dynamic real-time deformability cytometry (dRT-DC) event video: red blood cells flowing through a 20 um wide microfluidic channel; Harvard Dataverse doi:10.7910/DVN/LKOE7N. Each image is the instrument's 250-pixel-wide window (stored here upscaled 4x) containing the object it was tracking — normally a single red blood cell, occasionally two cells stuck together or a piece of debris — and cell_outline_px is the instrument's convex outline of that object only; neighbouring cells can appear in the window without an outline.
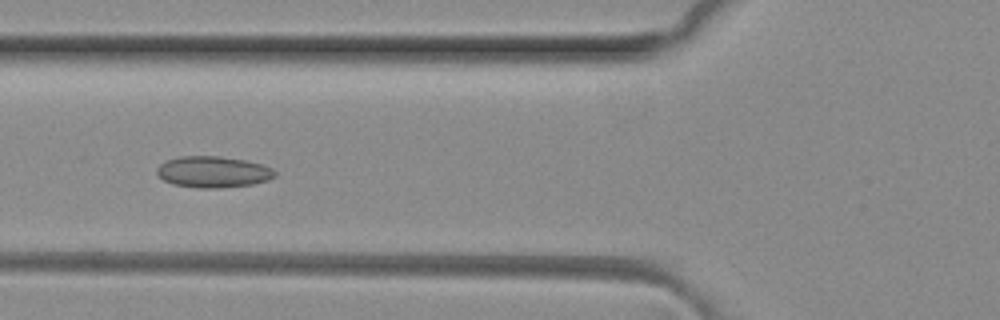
{"species": "common noctule bat (a hibernating species)", "species_latin": "Nyctalus noctula", "temperature_condition": "room temperature", "stored_images_in_passage": 7, "camera_frame_rate_fps": 3000, "um_per_image_px": 0.085, "animal": {"sex": "female", "body_mass_g": 29.2, "forearm_length_mm": 56.3}, "frame": {"image": 1, "passage_image": 6, "time_ms": 1.667, "image_size_px": [1000, 320], "cell_outline_px": [[276, 176], [268, 180], [252, 184], [220, 188], [200, 188], [172, 184], [164, 180], [156, 172], [156, 168], [160, 164], [168, 160], [180, 156], [220, 156], [244, 160], [260, 164], [272, 168], [276, 172]], "centroid_in_image_um": [18.11, 14.61], "position_along_channel_um": 107.7, "area_um2": 21.44}}
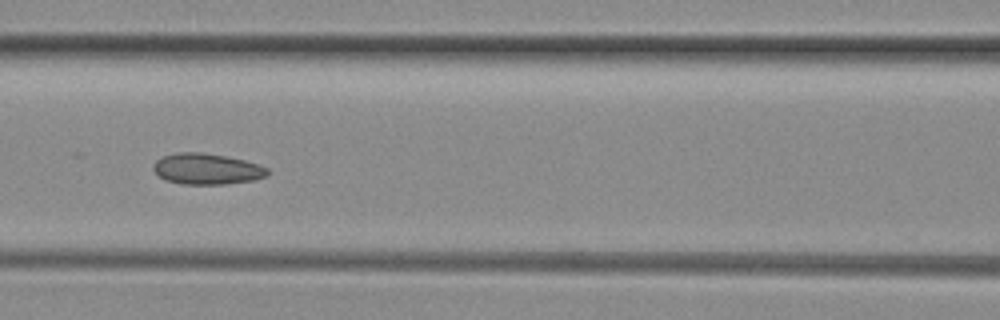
{"frame": {"image": 2, "passage_image": 7, "time_ms": 2.0, "image_size_px": [1000, 320], "cell_outline_px": [[268, 176], [256, 180], [224, 184], [180, 184], [164, 180], [152, 168], [152, 164], [156, 160], [164, 156], [176, 152], [200, 152], [228, 156], [244, 160], [268, 168]], "centroid_in_image_um": [17.57, 14.36], "position_along_channel_um": 149.0, "area_um2": 20.75}}